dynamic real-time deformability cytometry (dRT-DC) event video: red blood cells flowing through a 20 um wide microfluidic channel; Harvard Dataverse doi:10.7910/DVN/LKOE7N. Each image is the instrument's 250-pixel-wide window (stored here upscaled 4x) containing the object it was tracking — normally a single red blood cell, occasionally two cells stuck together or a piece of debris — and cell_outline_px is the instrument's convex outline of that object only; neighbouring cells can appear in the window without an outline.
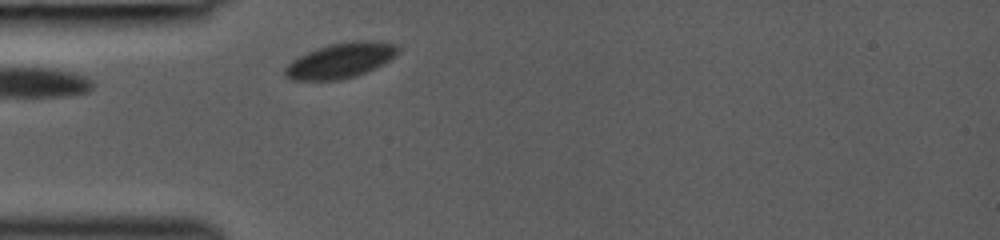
{"species": "common noctule bat (a hibernating species)", "species_latin": "Nyctalus noctula", "temperature_condition": "room temperature", "stored_images_in_passage": 16, "camera_frame_rate_fps": 3000, "um_per_image_px": 0.085, "animal": {"sex": "female", "body_mass_g": 19.0, "forearm_length_mm": 53.3}, "frame": {"image": 1, "passage_image": 1, "time_ms": 0.0, "image_size_px": [1000, 240], "cell_outline_px": [[400, 52], [396, 56], [384, 64], [356, 76], [340, 80], [292, 80], [284, 76], [284, 68], [292, 60], [308, 52], [332, 44], [360, 40], [372, 40], [396, 44], [400, 48]], "centroid_in_image_um": [28.99, 5.15], "position_along_channel_um": 56.0, "area_um2": 23.12}}
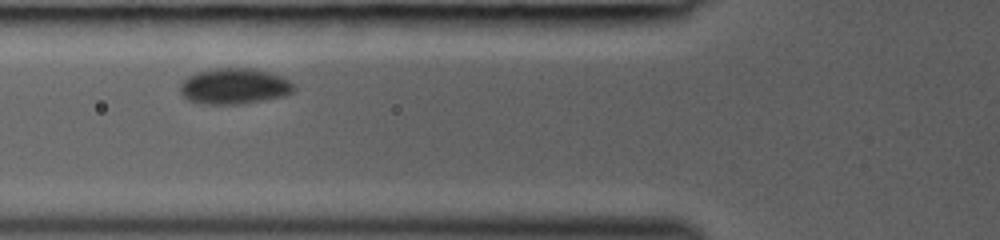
{"frame": {"image": 2, "passage_image": 5, "time_ms": 1.333, "image_size_px": [1000, 240], "cell_outline_px": [[296, 88], [292, 92], [284, 96], [244, 104], [200, 104], [188, 100], [180, 92], [180, 84], [188, 76], [196, 72], [220, 68], [252, 68], [268, 72], [280, 76], [288, 80]], "centroid_in_image_um": [19.9, 7.34], "position_along_channel_um": 105.9, "area_um2": 23.76}}